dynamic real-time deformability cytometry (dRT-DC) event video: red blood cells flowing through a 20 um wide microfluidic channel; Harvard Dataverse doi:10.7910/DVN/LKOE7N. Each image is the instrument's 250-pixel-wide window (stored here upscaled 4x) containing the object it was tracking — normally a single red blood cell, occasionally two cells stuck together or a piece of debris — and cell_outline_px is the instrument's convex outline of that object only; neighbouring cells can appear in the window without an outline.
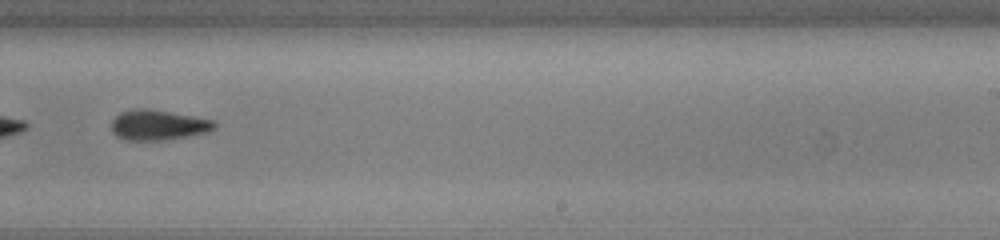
{"species": "common noctule bat (a hibernating species)", "species_latin": "Nyctalus noctula", "temperature_condition": "cold", "stored_images_in_passage": 41, "camera_frame_rate_fps": 3000, "um_per_image_px": 0.085, "animal": {"sex": "male", "body_mass_g": 13.0, "forearm_length_mm": 53.1}, "frame": {"image": 1, "passage_image": 35, "time_ms": 11.333, "image_size_px": [1000, 240], "cell_outline_px": [[216, 128], [208, 132], [188, 136], [164, 140], [124, 140], [116, 136], [112, 132], [112, 120], [120, 112], [136, 108], [148, 108], [216, 120]], "centroid_in_image_um": [13.45, 10.62], "position_along_channel_um": 275.5, "area_um2": 18.32}}